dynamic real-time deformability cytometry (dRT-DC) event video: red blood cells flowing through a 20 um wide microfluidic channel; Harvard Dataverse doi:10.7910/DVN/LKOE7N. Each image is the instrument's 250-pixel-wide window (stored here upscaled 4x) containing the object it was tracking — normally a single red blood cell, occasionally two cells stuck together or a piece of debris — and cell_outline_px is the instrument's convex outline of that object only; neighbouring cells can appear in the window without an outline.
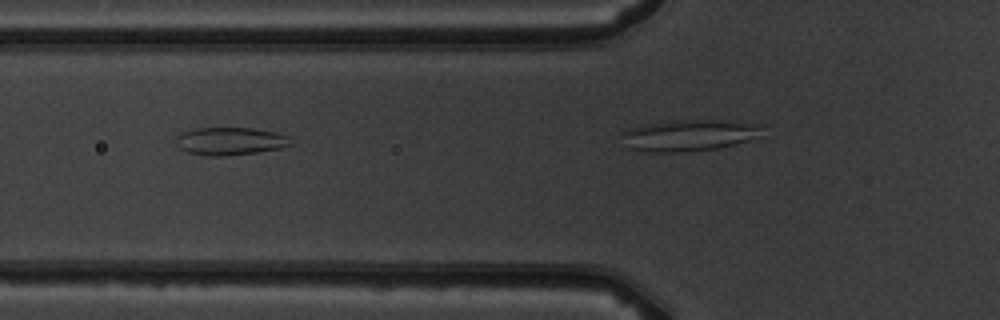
{"species": "common noctule bat (a hibernating species)", "species_latin": "Nyctalus noctula", "temperature_condition": "warm", "stored_images_in_passage": 8, "camera_frame_rate_fps": 3000, "um_per_image_px": 0.085, "animal": {"sex": "male", "body_mass_g": 19.5, "forearm_length_mm": 54.6}, "frame": {"image": 1, "passage_image": 5, "time_ms": 4.667, "image_size_px": [1000, 320], "cell_outline_px": [[292, 144], [280, 148], [256, 152], [224, 156], [208, 156], [188, 152], [180, 148], [176, 144], [176, 136], [180, 132], [196, 128], [252, 128], [276, 132], [288, 136]], "centroid_in_image_um": [19.53, 11.99], "position_along_channel_um": 106.3, "area_um2": 18.55}}
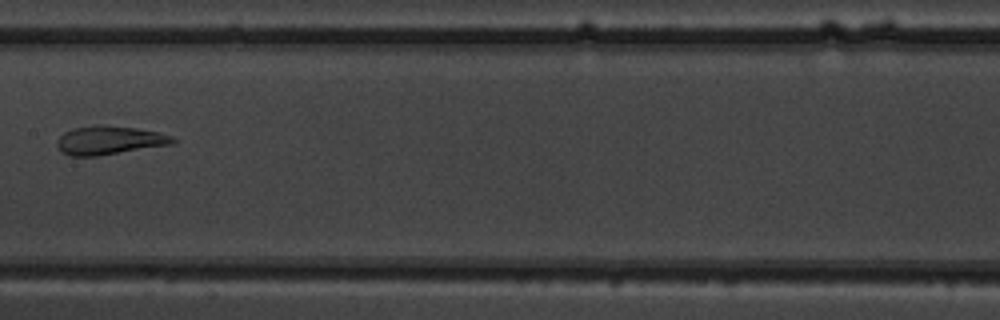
{"frame": {"image": 2, "passage_image": 8, "time_ms": 8.0, "image_size_px": [1000, 320], "cell_outline_px": [[176, 140], [172, 144], [96, 156], [68, 156], [60, 152], [56, 144], [56, 140], [64, 132], [72, 128], [100, 124], [136, 128], [160, 132], [172, 136]], "centroid_in_image_um": [9.24, 11.92], "position_along_channel_um": 198.2, "area_um2": 19.42}}